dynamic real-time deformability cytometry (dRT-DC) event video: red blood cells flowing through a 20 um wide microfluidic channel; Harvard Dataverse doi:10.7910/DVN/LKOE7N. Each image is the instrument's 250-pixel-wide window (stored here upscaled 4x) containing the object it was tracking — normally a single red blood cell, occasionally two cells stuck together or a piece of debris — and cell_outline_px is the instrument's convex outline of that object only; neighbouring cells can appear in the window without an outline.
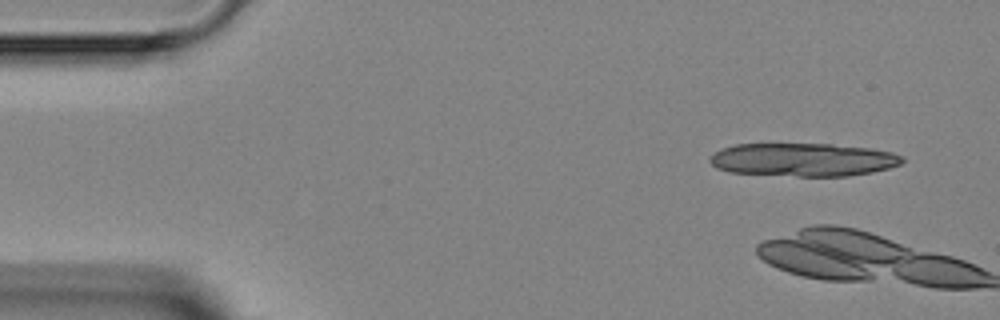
{"species": "Egyptian fruit bat (a non-hibernating species)", "species_latin": "Rousettus aegyptiacus", "temperature_condition": "room temperature", "stored_images_in_passage": 4, "camera_frame_rate_fps": 3000, "um_per_image_px": 0.085, "animal": {"sex": "female"}, "frame": {"image": 1, "passage_image": 1, "time_ms": 0.0, "image_size_px": [1000, 320], "cell_outline_px": [[904, 160], [900, 164], [888, 168], [872, 172], [848, 176], [796, 176], [728, 172], [716, 168], [708, 160], [720, 148], [736, 144], [832, 144], [872, 148], [892, 152], [904, 156]], "centroid_in_image_um": [68.28, 13.57], "position_along_channel_um": 16.7, "area_um2": 37.4}}
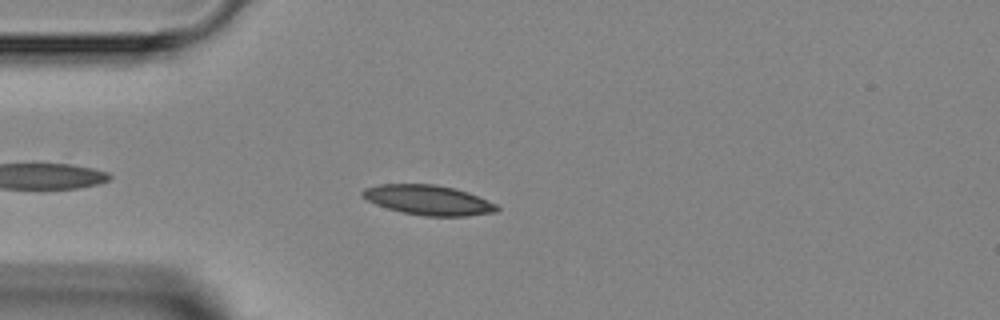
{"frame": {"image": 2, "passage_image": 4, "time_ms": 4.333, "image_size_px": [1000, 320], "cell_outline_px": [[500, 208], [496, 212], [468, 216], [424, 216], [400, 212], [376, 204], [360, 196], [360, 192], [364, 188], [380, 184], [436, 184], [456, 188], [468, 192], [496, 204]], "centroid_in_image_um": [36.39, 17.0], "position_along_channel_um": 48.6, "area_um2": 23.52}}